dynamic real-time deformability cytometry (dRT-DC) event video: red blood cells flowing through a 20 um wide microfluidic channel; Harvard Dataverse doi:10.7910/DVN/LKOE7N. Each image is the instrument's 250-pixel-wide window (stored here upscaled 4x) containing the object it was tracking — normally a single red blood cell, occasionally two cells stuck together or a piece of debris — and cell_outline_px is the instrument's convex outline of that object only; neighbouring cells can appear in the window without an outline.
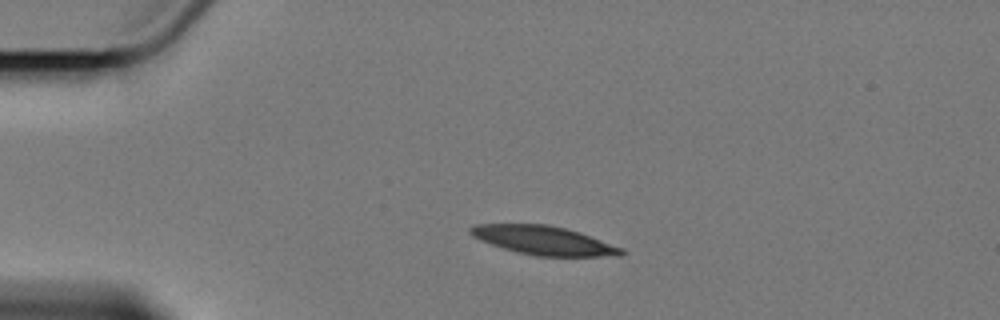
{"species": "Egyptian fruit bat (a non-hibernating species)", "species_latin": "Rousettus aegyptiacus", "temperature_condition": "cold", "stored_images_in_passage": 5, "camera_frame_rate_fps": 3000, "um_per_image_px": 0.085, "animal": {"sex": "female"}, "frame": {"image": 1, "passage_image": 4, "time_ms": 3.667, "image_size_px": [1000, 320], "cell_outline_px": [[628, 252], [620, 256], [536, 256], [516, 252], [480, 240], [472, 236], [468, 232], [468, 228], [476, 224], [548, 224], [580, 232], [624, 248]], "centroid_in_image_um": [46.24, 20.43], "position_along_channel_um": 38.8, "area_um2": 25.43}}